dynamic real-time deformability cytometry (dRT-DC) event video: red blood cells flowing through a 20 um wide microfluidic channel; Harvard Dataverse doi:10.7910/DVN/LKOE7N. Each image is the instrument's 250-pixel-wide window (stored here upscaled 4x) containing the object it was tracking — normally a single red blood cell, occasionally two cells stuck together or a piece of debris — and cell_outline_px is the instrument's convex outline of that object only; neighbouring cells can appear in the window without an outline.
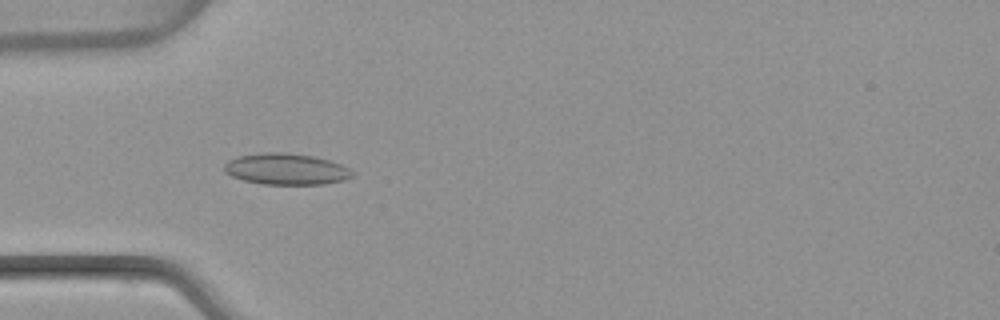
{"species": "common noctule bat (a hibernating species)", "species_latin": "Nyctalus noctula", "temperature_condition": "warm", "stored_images_in_passage": 51, "camera_frame_rate_fps": 3000, "um_per_image_px": 0.085, "animal": {"sex": "female", "body_mass_g": 22.7, "forearm_length_mm": 54.2}, "frame": {"image": 1, "passage_image": 16, "time_ms": 5.0, "image_size_px": [1000, 320], "cell_outline_px": [[352, 176], [344, 180], [324, 184], [260, 184], [244, 180], [232, 176], [224, 172], [224, 164], [228, 160], [236, 156], [264, 152], [284, 152], [312, 156], [328, 160], [340, 164], [348, 168], [352, 172]], "centroid_in_image_um": [24.27, 14.37], "position_along_channel_um": 60.7, "area_um2": 23.29}}
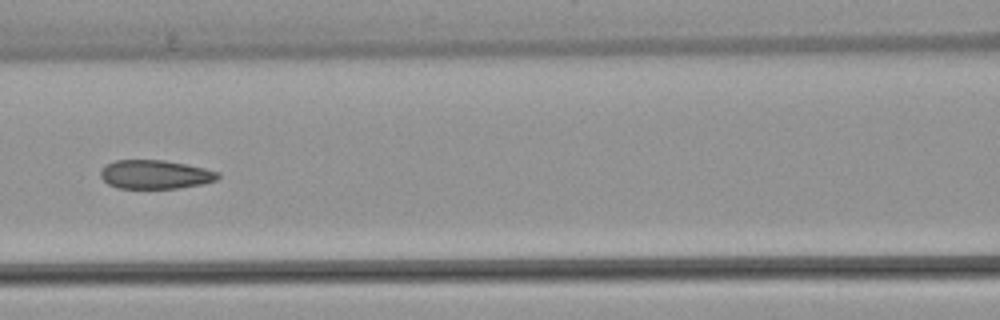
{"frame": {"image": 2, "passage_image": 23, "time_ms": 7.333, "image_size_px": [1000, 320], "cell_outline_px": [[220, 176], [216, 180], [200, 184], [176, 188], [120, 188], [108, 184], [100, 176], [100, 172], [108, 164], [116, 160], [164, 160], [204, 168], [220, 172]], "centroid_in_image_um": [13.2, 14.83], "position_along_channel_um": 153.4, "area_um2": 19.42}}
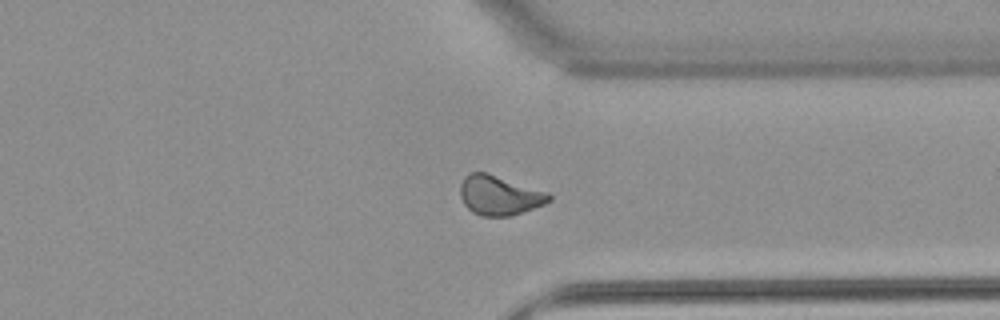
{"frame": {"image": 3, "passage_image": 39, "time_ms": 12.667, "image_size_px": [1000, 320], "cell_outline_px": [[552, 200], [544, 204], [508, 216], [480, 216], [472, 212], [464, 204], [460, 196], [460, 184], [464, 176], [472, 172], [488, 172], [548, 192], [552, 196]], "centroid_in_image_um": [42.42, 16.58], "position_along_channel_um": 369.0, "area_um2": 20.52}, "authors_computed_cell_mechanics": {"area_um2": 20.6346, "velocity_mm_per_s": 4.0584, "shape_relaxation_time_tau1_ms": null, "shape_relaxation_time_tau2_ms": 1.6016, "deformation_change_tau1": null, "deformation_change_tau2": 0.0851}}